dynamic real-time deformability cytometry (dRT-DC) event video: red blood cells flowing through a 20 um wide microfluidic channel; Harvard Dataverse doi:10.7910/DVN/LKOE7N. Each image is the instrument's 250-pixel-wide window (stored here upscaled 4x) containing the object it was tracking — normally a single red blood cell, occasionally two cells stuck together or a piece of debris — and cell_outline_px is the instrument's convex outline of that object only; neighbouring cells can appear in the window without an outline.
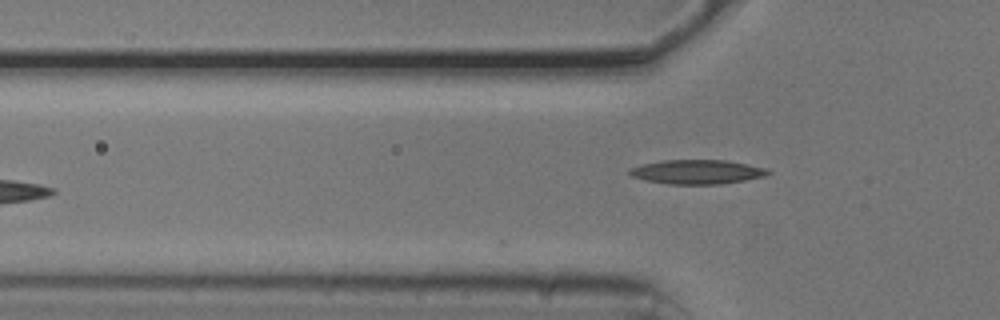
{"species": "common noctule bat (a hibernating species)", "species_latin": "Nyctalus noctula", "temperature_condition": "cold", "stored_images_in_passage": 2, "camera_frame_rate_fps": 3000, "um_per_image_px": 0.085, "animal": {"sex": "male", "body_mass_g": 20.5, "forearm_length_mm": 52.5}, "frame": {"image": 1, "passage_image": 2, "time_ms": 0.333, "image_size_px": [1000, 320], "cell_outline_px": [[772, 172], [764, 176], [744, 180], [720, 184], [668, 184], [644, 180], [632, 176], [628, 172], [628, 168], [640, 164], [660, 160], [724, 160], [768, 168]], "centroid_in_image_um": [59.21, 14.6], "position_along_channel_um": 66.6, "area_um2": 19.65}}